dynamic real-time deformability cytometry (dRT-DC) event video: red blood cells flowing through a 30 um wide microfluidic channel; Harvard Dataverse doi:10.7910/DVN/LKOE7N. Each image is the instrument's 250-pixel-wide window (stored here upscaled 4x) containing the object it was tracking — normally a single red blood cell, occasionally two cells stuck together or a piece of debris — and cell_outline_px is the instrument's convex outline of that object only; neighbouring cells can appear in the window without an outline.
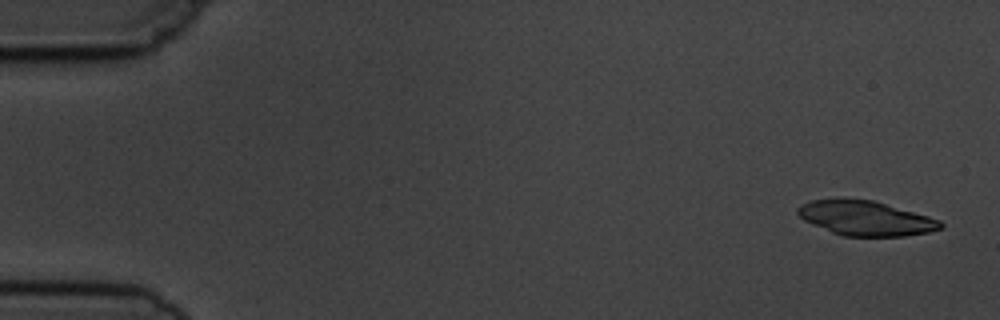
{"species": "common noctule bat (a hibernating species)", "species_latin": "Nyctalus noctula", "temperature_condition": "cold", "stored_images_in_passage": 5, "camera_frame_rate_fps": 3000, "um_per_image_px": 0.085, "animal": {"sex": "male", "body_mass_g": 19.5, "forearm_length_mm": 54.6}, "frame": {"image": 1, "passage_image": 1, "time_ms": 0.0, "image_size_px": [1000, 320], "cell_outline_px": [[944, 228], [928, 232], [904, 236], [844, 236], [832, 232], [804, 220], [796, 212], [796, 208], [800, 204], [812, 200], [844, 196], [872, 200], [928, 216], [940, 220], [944, 224]], "centroid_in_image_um": [73.55, 18.52], "position_along_channel_um": 11.5, "area_um2": 29.19}}